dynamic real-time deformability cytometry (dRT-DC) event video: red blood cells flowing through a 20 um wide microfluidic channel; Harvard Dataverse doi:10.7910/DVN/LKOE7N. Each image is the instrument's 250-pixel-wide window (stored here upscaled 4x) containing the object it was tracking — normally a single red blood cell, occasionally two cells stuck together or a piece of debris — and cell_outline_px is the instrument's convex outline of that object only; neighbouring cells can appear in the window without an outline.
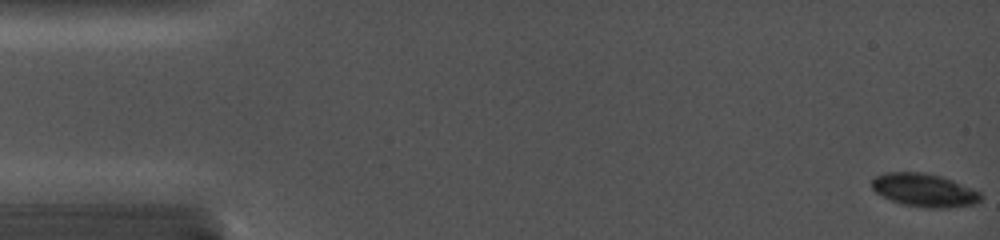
{"species": "common noctule bat (a hibernating species)", "species_latin": "Nyctalus noctula", "temperature_condition": "cold", "stored_images_in_passage": 86, "camera_frame_rate_fps": 5000, "um_per_image_px": 0.085, "animal": {"sex": "female", "body_mass_g": 19.0, "forearm_length_mm": 56.7}, "frame": {"image": 1, "passage_image": 1, "time_ms": 0.0, "image_size_px": [1000, 240], "cell_outline_px": [[984, 196], [980, 200], [972, 204], [948, 208], [924, 208], [900, 204], [876, 192], [872, 188], [872, 180], [876, 176], [884, 172], [924, 172], [940, 176], [952, 180], [972, 188], [980, 192]], "centroid_in_image_um": [78.57, 16.16], "position_along_channel_um": 6.4, "area_um2": 21.1}}
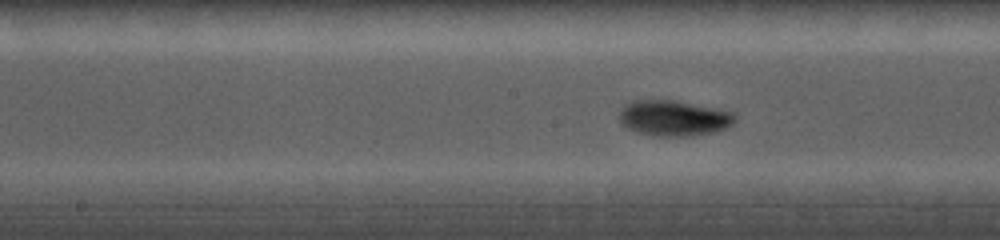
{"frame": {"image": 2, "passage_image": 47, "time_ms": 8.2, "image_size_px": [1000, 240], "cell_outline_px": [[736, 120], [732, 124], [724, 128], [712, 132], [692, 136], [656, 136], [636, 132], [620, 124], [620, 108], [624, 104], [632, 100], [676, 100], [736, 112]], "centroid_in_image_um": [57.26, 10.03], "position_along_channel_um": 190.9, "area_um2": 24.28}}
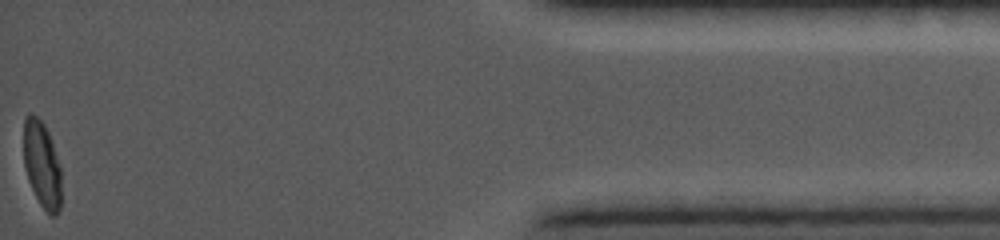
{"frame": {"image": 3, "passage_image": 86, "time_ms": 15.8, "image_size_px": [1000, 240], "cell_outline_px": [[60, 208], [56, 216], [48, 216], [40, 204], [28, 180], [24, 164], [24, 120], [28, 112], [32, 112], [44, 124], [48, 132], [60, 164]], "centroid_in_image_um": [3.56, 13.99], "position_along_channel_um": 431.6, "area_um2": 19.02}}